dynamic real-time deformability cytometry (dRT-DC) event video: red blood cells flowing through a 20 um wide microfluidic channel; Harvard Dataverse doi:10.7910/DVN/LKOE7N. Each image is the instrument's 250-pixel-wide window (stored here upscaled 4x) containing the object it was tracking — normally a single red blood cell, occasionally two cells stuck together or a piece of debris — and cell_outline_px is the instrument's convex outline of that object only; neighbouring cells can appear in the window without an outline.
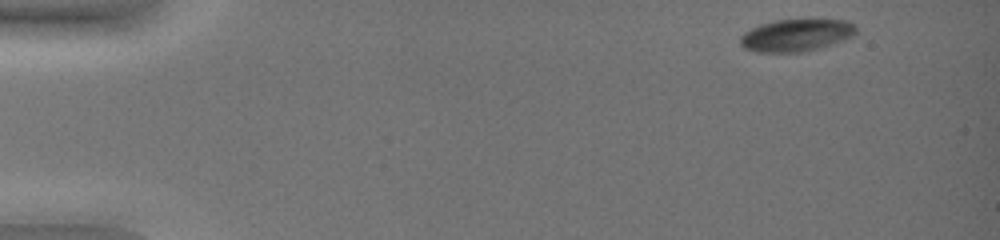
{"species": "common noctule bat (a hibernating species)", "species_latin": "Nyctalus noctula", "temperature_condition": "warm", "stored_images_in_passage": 12, "camera_frame_rate_fps": 3000, "um_per_image_px": 0.085, "animal": {"sex": "female", "body_mass_g": 19.0, "forearm_length_mm": 51.5}, "frame": {"image": 1, "passage_image": 1, "time_ms": 0.0, "image_size_px": [1000, 240], "cell_outline_px": [[856, 32], [852, 36], [844, 40], [832, 44], [800, 52], [756, 52], [744, 48], [740, 44], [740, 36], [744, 32], [760, 24], [776, 20], [848, 20], [856, 24]], "centroid_in_image_um": [67.67, 2.99], "position_along_channel_um": 17.3, "area_um2": 21.68}}
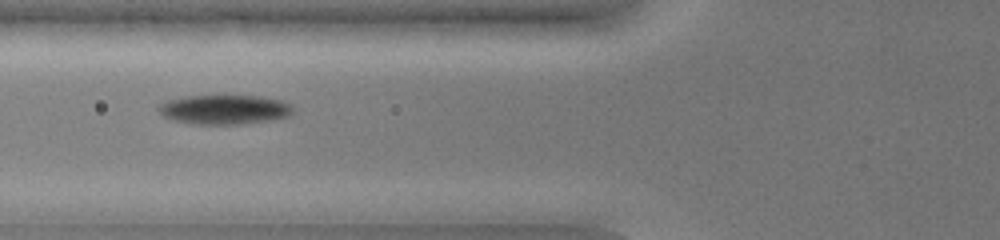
{"frame": {"image": 2, "passage_image": 9, "time_ms": 2.667, "image_size_px": [1000, 240], "cell_outline_px": [[292, 112], [288, 116], [272, 120], [244, 124], [192, 124], [172, 120], [164, 116], [156, 108], [164, 100], [184, 96], [260, 96], [284, 100], [292, 104]], "centroid_in_image_um": [19.07, 9.31], "position_along_channel_um": 106.7, "area_um2": 23.35}}
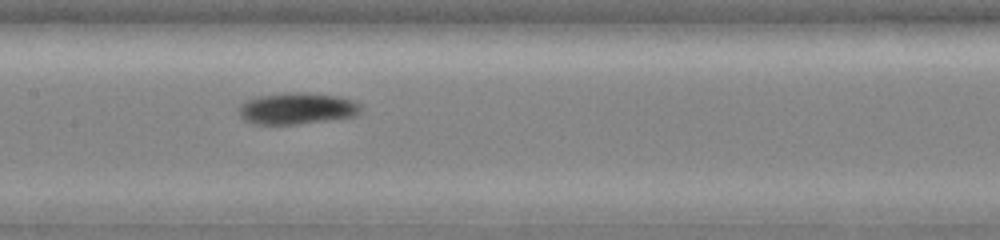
{"frame": {"image": 3, "passage_image": 12, "time_ms": 3.667, "image_size_px": [1000, 240], "cell_outline_px": [[360, 112], [356, 116], [328, 120], [296, 124], [252, 124], [244, 120], [240, 116], [240, 104], [256, 96], [284, 92], [304, 92], [340, 96], [352, 100], [360, 104]], "centroid_in_image_um": [25.24, 9.21], "position_along_channel_um": 182.2, "area_um2": 22.54}}